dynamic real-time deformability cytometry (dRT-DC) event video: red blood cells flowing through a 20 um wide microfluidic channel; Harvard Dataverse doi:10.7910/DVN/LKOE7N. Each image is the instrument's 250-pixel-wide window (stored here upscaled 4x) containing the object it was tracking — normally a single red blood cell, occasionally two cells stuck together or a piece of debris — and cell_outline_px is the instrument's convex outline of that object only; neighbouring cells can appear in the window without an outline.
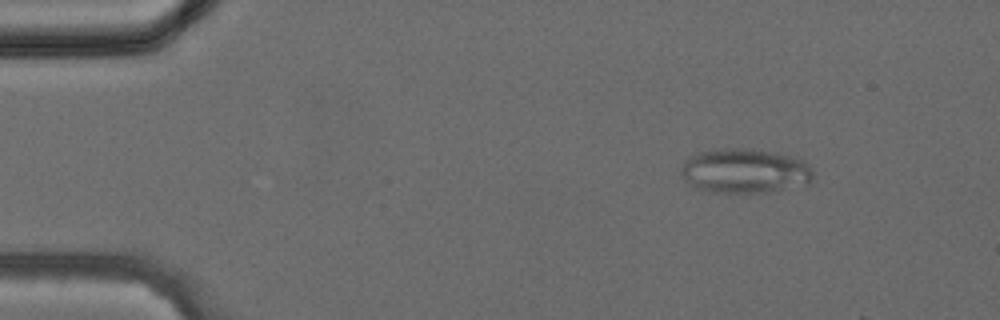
{"species": "common noctule bat (a hibernating species)", "species_latin": "Nyctalus noctula", "temperature_condition": "cold", "stored_images_in_passage": 8, "camera_frame_rate_fps": 3000, "um_per_image_px": 0.085, "animal": {"sex": "female", "body_mass_g": 24.6, "forearm_length_mm": 56.2}, "frame": {"image": 1, "passage_image": 1, "time_ms": 0.0, "image_size_px": [1000, 320], "cell_outline_px": [[812, 176], [808, 184], [764, 192], [708, 192], [696, 188], [684, 180], [680, 172], [680, 168], [684, 160], [688, 156], [700, 152], [724, 148], [740, 148], [768, 152], [788, 156], [800, 160], [808, 164], [812, 168]], "centroid_in_image_um": [63.22, 14.54], "position_along_channel_um": 21.8, "area_um2": 33.93}}